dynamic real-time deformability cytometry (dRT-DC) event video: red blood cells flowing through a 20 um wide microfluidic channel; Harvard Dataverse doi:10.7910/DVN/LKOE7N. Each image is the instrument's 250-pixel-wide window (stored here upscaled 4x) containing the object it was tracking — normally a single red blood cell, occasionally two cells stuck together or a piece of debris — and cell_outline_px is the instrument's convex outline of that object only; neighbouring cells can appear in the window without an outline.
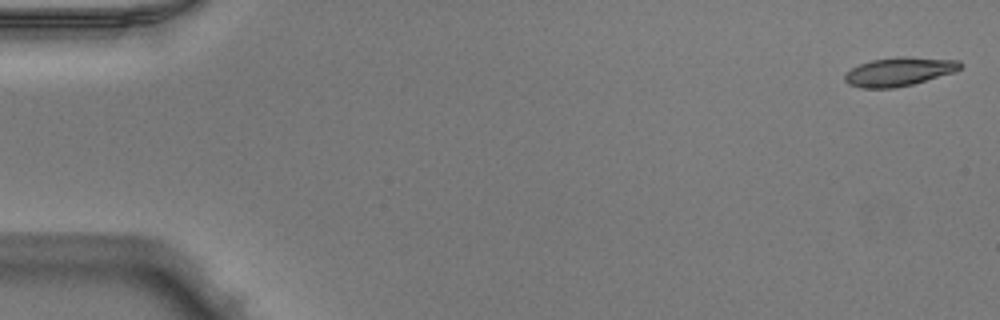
{"species": "Egyptian fruit bat (a non-hibernating species)", "species_latin": "Rousettus aegyptiacus", "temperature_condition": "warm", "stored_images_in_passage": 50, "camera_frame_rate_fps": 3000, "um_per_image_px": 0.085, "animal": {"sex": "male"}, "frame": {"image": 1, "passage_image": 1, "time_ms": 0.0, "image_size_px": [1000, 320], "cell_outline_px": [[964, 64], [956, 72], [912, 84], [892, 88], [860, 88], [848, 84], [844, 80], [844, 72], [860, 64], [872, 60], [900, 56], [908, 56], [960, 60]], "centroid_in_image_um": [76.44, 6.08], "position_along_channel_um": 8.6, "area_um2": 19.54}}
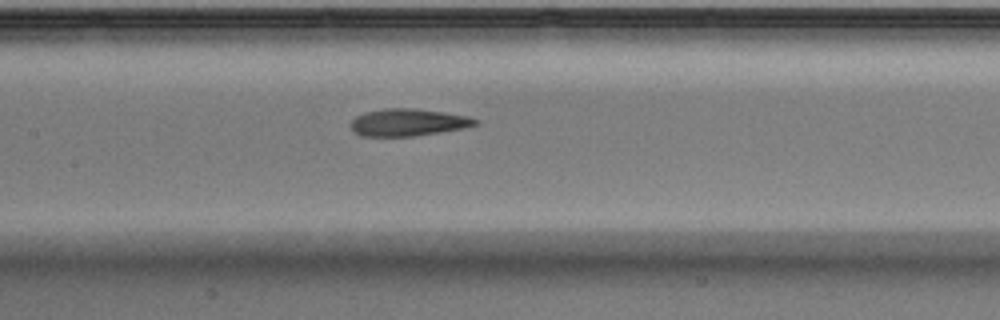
{"frame": {"image": 2, "passage_image": 24, "time_ms": 7.667, "image_size_px": [1000, 320], "cell_outline_px": [[480, 124], [464, 128], [412, 136], [360, 136], [352, 132], [348, 124], [356, 116], [364, 112], [384, 108], [412, 108], [444, 112], [468, 116], [480, 120]], "centroid_in_image_um": [34.65, 10.4], "position_along_channel_um": 172.7, "area_um2": 20.0}}
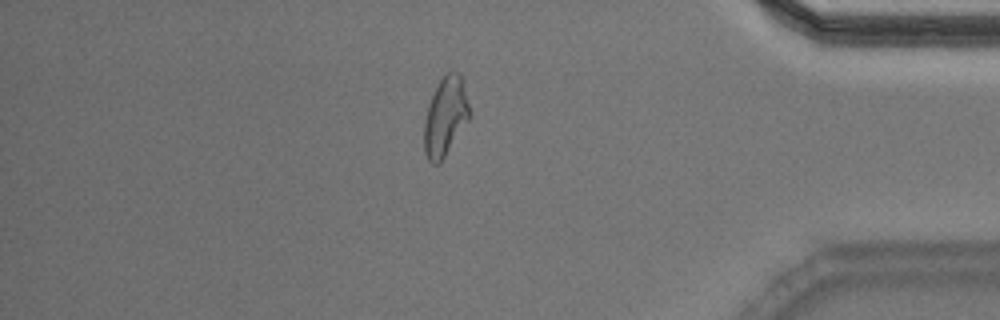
{"frame": {"image": 3, "passage_image": 43, "time_ms": 14.0, "image_size_px": [1000, 320], "cell_outline_px": [[472, 116], [440, 164], [432, 164], [428, 160], [424, 152], [424, 124], [428, 104], [440, 80], [452, 68], [460, 72]], "centroid_in_image_um": [37.88, 9.92], "position_along_channel_um": 397.3, "area_um2": 21.15}, "authors_computed_cell_mechanics": {"area_um2": 20.23, "velocity_mm_per_s": 4.022, "shape_relaxation_time_tau1_ms": 6.8835, "shape_relaxation_time_tau2_ms": 2.2596, "deformation_change_tau1": 0.2318, "deformation_change_tau2": 0.1102}}